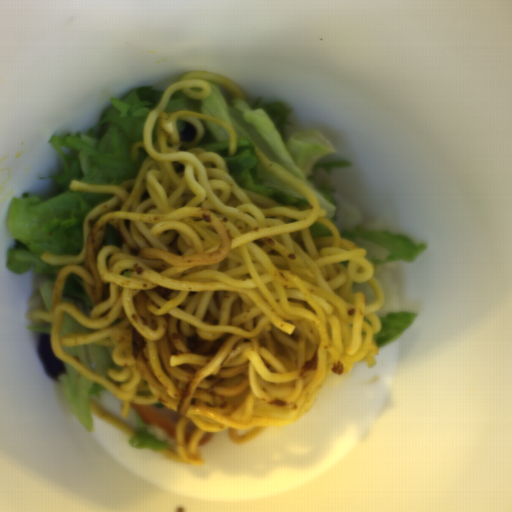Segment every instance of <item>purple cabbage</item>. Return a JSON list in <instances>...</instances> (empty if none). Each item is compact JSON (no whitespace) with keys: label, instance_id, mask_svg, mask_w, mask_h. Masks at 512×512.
I'll use <instances>...</instances> for the list:
<instances>
[{"label":"purple cabbage","instance_id":"obj_1","mask_svg":"<svg viewBox=\"0 0 512 512\" xmlns=\"http://www.w3.org/2000/svg\"><path fill=\"white\" fill-rule=\"evenodd\" d=\"M52 334H39L37 353L41 366L48 378L58 381L59 377L65 374L67 367L64 361L60 360L53 352L51 345Z\"/></svg>","mask_w":512,"mask_h":512}]
</instances>
